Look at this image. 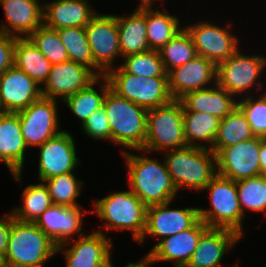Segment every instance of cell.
<instances>
[{"mask_svg":"<svg viewBox=\"0 0 266 267\" xmlns=\"http://www.w3.org/2000/svg\"><path fill=\"white\" fill-rule=\"evenodd\" d=\"M219 123V118L207 113L183 112L184 136L187 146L212 149Z\"/></svg>","mask_w":266,"mask_h":267,"instance_id":"f1b7e54d","label":"cell"},{"mask_svg":"<svg viewBox=\"0 0 266 267\" xmlns=\"http://www.w3.org/2000/svg\"><path fill=\"white\" fill-rule=\"evenodd\" d=\"M80 206H62L53 204L45 210L35 224L44 231V233L58 247L69 242L74 234L77 237L84 235L83 231V213Z\"/></svg>","mask_w":266,"mask_h":267,"instance_id":"ffe728a7","label":"cell"},{"mask_svg":"<svg viewBox=\"0 0 266 267\" xmlns=\"http://www.w3.org/2000/svg\"><path fill=\"white\" fill-rule=\"evenodd\" d=\"M216 72L217 66L212 61L197 55L194 59L167 73L171 97L173 100H179L189 92L214 85Z\"/></svg>","mask_w":266,"mask_h":267,"instance_id":"d6986e66","label":"cell"},{"mask_svg":"<svg viewBox=\"0 0 266 267\" xmlns=\"http://www.w3.org/2000/svg\"><path fill=\"white\" fill-rule=\"evenodd\" d=\"M119 44L122 57L148 50L146 6L136 7L129 16H118Z\"/></svg>","mask_w":266,"mask_h":267,"instance_id":"4316f807","label":"cell"},{"mask_svg":"<svg viewBox=\"0 0 266 267\" xmlns=\"http://www.w3.org/2000/svg\"><path fill=\"white\" fill-rule=\"evenodd\" d=\"M255 137L242 110L237 106L220 120L218 132L211 151L217 155L223 148Z\"/></svg>","mask_w":266,"mask_h":267,"instance_id":"1f68e13d","label":"cell"},{"mask_svg":"<svg viewBox=\"0 0 266 267\" xmlns=\"http://www.w3.org/2000/svg\"><path fill=\"white\" fill-rule=\"evenodd\" d=\"M12 226V214L7 213L2 218L0 217V252L6 254L9 235Z\"/></svg>","mask_w":266,"mask_h":267,"instance_id":"7bdbcfd3","label":"cell"},{"mask_svg":"<svg viewBox=\"0 0 266 267\" xmlns=\"http://www.w3.org/2000/svg\"><path fill=\"white\" fill-rule=\"evenodd\" d=\"M100 80L103 83L102 85L100 83L101 89L98 92L94 85H98ZM110 89L109 81L105 76L97 77L86 88L67 97L63 103L81 120V125H83L94 111L103 107L105 96Z\"/></svg>","mask_w":266,"mask_h":267,"instance_id":"4dcf8cb0","label":"cell"},{"mask_svg":"<svg viewBox=\"0 0 266 267\" xmlns=\"http://www.w3.org/2000/svg\"><path fill=\"white\" fill-rule=\"evenodd\" d=\"M22 206L16 207L11 214L22 222H33L53 205L48 188L44 182L39 184L27 185L22 191Z\"/></svg>","mask_w":266,"mask_h":267,"instance_id":"d6a6232c","label":"cell"},{"mask_svg":"<svg viewBox=\"0 0 266 267\" xmlns=\"http://www.w3.org/2000/svg\"><path fill=\"white\" fill-rule=\"evenodd\" d=\"M231 23L223 28L208 21L185 25L191 35L198 56L212 61L216 66L226 61L238 49L239 40L230 31Z\"/></svg>","mask_w":266,"mask_h":267,"instance_id":"7c38bea8","label":"cell"},{"mask_svg":"<svg viewBox=\"0 0 266 267\" xmlns=\"http://www.w3.org/2000/svg\"><path fill=\"white\" fill-rule=\"evenodd\" d=\"M57 246L33 222L16 220L12 215V226L5 254L8 267H43L57 255Z\"/></svg>","mask_w":266,"mask_h":267,"instance_id":"3957f363","label":"cell"},{"mask_svg":"<svg viewBox=\"0 0 266 267\" xmlns=\"http://www.w3.org/2000/svg\"><path fill=\"white\" fill-rule=\"evenodd\" d=\"M48 188L50 197L55 205L80 206L77 197L80 196L82 180H78L74 172L51 177L43 181Z\"/></svg>","mask_w":266,"mask_h":267,"instance_id":"d590c367","label":"cell"},{"mask_svg":"<svg viewBox=\"0 0 266 267\" xmlns=\"http://www.w3.org/2000/svg\"><path fill=\"white\" fill-rule=\"evenodd\" d=\"M103 107L107 112L111 141L128 150L141 149L146 140L148 110L111 89L107 92Z\"/></svg>","mask_w":266,"mask_h":267,"instance_id":"277c9868","label":"cell"},{"mask_svg":"<svg viewBox=\"0 0 266 267\" xmlns=\"http://www.w3.org/2000/svg\"><path fill=\"white\" fill-rule=\"evenodd\" d=\"M93 205L92 211L105 220L106 230H127L135 241L141 240L146 227L147 206L130 189L95 200Z\"/></svg>","mask_w":266,"mask_h":267,"instance_id":"5b68a950","label":"cell"},{"mask_svg":"<svg viewBox=\"0 0 266 267\" xmlns=\"http://www.w3.org/2000/svg\"><path fill=\"white\" fill-rule=\"evenodd\" d=\"M159 53L167 73L197 56L193 39L185 27L178 31V33L159 50Z\"/></svg>","mask_w":266,"mask_h":267,"instance_id":"836d02e7","label":"cell"},{"mask_svg":"<svg viewBox=\"0 0 266 267\" xmlns=\"http://www.w3.org/2000/svg\"><path fill=\"white\" fill-rule=\"evenodd\" d=\"M266 67V57L259 55H243L239 49L226 61L217 65L216 83L234 97L247 94L253 86L257 92L263 89L260 78Z\"/></svg>","mask_w":266,"mask_h":267,"instance_id":"9c48e42d","label":"cell"},{"mask_svg":"<svg viewBox=\"0 0 266 267\" xmlns=\"http://www.w3.org/2000/svg\"><path fill=\"white\" fill-rule=\"evenodd\" d=\"M85 29L94 60V74L105 76L116 67L113 65L115 58L122 56L117 15L97 13Z\"/></svg>","mask_w":266,"mask_h":267,"instance_id":"30bf717a","label":"cell"},{"mask_svg":"<svg viewBox=\"0 0 266 267\" xmlns=\"http://www.w3.org/2000/svg\"><path fill=\"white\" fill-rule=\"evenodd\" d=\"M164 154L167 170L178 192L182 188L203 190L217 175L216 155L211 149L185 146L164 151Z\"/></svg>","mask_w":266,"mask_h":267,"instance_id":"7a4b0ae2","label":"cell"},{"mask_svg":"<svg viewBox=\"0 0 266 267\" xmlns=\"http://www.w3.org/2000/svg\"><path fill=\"white\" fill-rule=\"evenodd\" d=\"M251 95H244L237 101V106L246 116L253 135L264 138L266 136V94L261 93L256 99Z\"/></svg>","mask_w":266,"mask_h":267,"instance_id":"ab89813d","label":"cell"},{"mask_svg":"<svg viewBox=\"0 0 266 267\" xmlns=\"http://www.w3.org/2000/svg\"><path fill=\"white\" fill-rule=\"evenodd\" d=\"M112 248L110 238L99 229L58 246L57 253H64L66 267H111Z\"/></svg>","mask_w":266,"mask_h":267,"instance_id":"9a60e30c","label":"cell"},{"mask_svg":"<svg viewBox=\"0 0 266 267\" xmlns=\"http://www.w3.org/2000/svg\"><path fill=\"white\" fill-rule=\"evenodd\" d=\"M4 162V164H6V166L9 168V170L11 171V174L13 175L14 179H16V181H19L21 183V179H22V172H15L0 156V163Z\"/></svg>","mask_w":266,"mask_h":267,"instance_id":"bcb514c9","label":"cell"},{"mask_svg":"<svg viewBox=\"0 0 266 267\" xmlns=\"http://www.w3.org/2000/svg\"><path fill=\"white\" fill-rule=\"evenodd\" d=\"M242 237L229 229L208 228L199 239L198 245L189 260L195 267H220L227 252L232 250ZM233 267H239L238 264Z\"/></svg>","mask_w":266,"mask_h":267,"instance_id":"603a6c76","label":"cell"},{"mask_svg":"<svg viewBox=\"0 0 266 267\" xmlns=\"http://www.w3.org/2000/svg\"><path fill=\"white\" fill-rule=\"evenodd\" d=\"M42 4L43 24L54 30L86 27L97 15L87 0H53Z\"/></svg>","mask_w":266,"mask_h":267,"instance_id":"cb8c5ba5","label":"cell"},{"mask_svg":"<svg viewBox=\"0 0 266 267\" xmlns=\"http://www.w3.org/2000/svg\"><path fill=\"white\" fill-rule=\"evenodd\" d=\"M263 138L253 137L223 148L217 155V174L240 181L260 175L259 153Z\"/></svg>","mask_w":266,"mask_h":267,"instance_id":"4fadbf2b","label":"cell"},{"mask_svg":"<svg viewBox=\"0 0 266 267\" xmlns=\"http://www.w3.org/2000/svg\"><path fill=\"white\" fill-rule=\"evenodd\" d=\"M58 101L42 96L17 112L27 148L39 147L62 131L58 120Z\"/></svg>","mask_w":266,"mask_h":267,"instance_id":"8fae6325","label":"cell"},{"mask_svg":"<svg viewBox=\"0 0 266 267\" xmlns=\"http://www.w3.org/2000/svg\"><path fill=\"white\" fill-rule=\"evenodd\" d=\"M139 6L152 5L156 0H140Z\"/></svg>","mask_w":266,"mask_h":267,"instance_id":"c3c4849f","label":"cell"},{"mask_svg":"<svg viewBox=\"0 0 266 267\" xmlns=\"http://www.w3.org/2000/svg\"><path fill=\"white\" fill-rule=\"evenodd\" d=\"M121 58L124 60L120 66L130 74L145 77H167V71L159 51L148 50Z\"/></svg>","mask_w":266,"mask_h":267,"instance_id":"74e56055","label":"cell"},{"mask_svg":"<svg viewBox=\"0 0 266 267\" xmlns=\"http://www.w3.org/2000/svg\"><path fill=\"white\" fill-rule=\"evenodd\" d=\"M260 175L266 174V140L263 139L260 144L259 153Z\"/></svg>","mask_w":266,"mask_h":267,"instance_id":"ee69618b","label":"cell"},{"mask_svg":"<svg viewBox=\"0 0 266 267\" xmlns=\"http://www.w3.org/2000/svg\"><path fill=\"white\" fill-rule=\"evenodd\" d=\"M57 31L67 49L69 60L88 67L94 73V60L85 27L62 28Z\"/></svg>","mask_w":266,"mask_h":267,"instance_id":"e575fe53","label":"cell"},{"mask_svg":"<svg viewBox=\"0 0 266 267\" xmlns=\"http://www.w3.org/2000/svg\"><path fill=\"white\" fill-rule=\"evenodd\" d=\"M175 267H195L189 263H185V264H178V265H175Z\"/></svg>","mask_w":266,"mask_h":267,"instance_id":"681fc988","label":"cell"},{"mask_svg":"<svg viewBox=\"0 0 266 267\" xmlns=\"http://www.w3.org/2000/svg\"><path fill=\"white\" fill-rule=\"evenodd\" d=\"M203 190L209 192L211 208H199V219L210 228L229 229L243 237L245 216L240 207L236 181L217 174Z\"/></svg>","mask_w":266,"mask_h":267,"instance_id":"8992f818","label":"cell"},{"mask_svg":"<svg viewBox=\"0 0 266 267\" xmlns=\"http://www.w3.org/2000/svg\"><path fill=\"white\" fill-rule=\"evenodd\" d=\"M38 148V178L42 182L57 175L74 172L80 165L76 142L67 130H62Z\"/></svg>","mask_w":266,"mask_h":267,"instance_id":"5bb4252c","label":"cell"},{"mask_svg":"<svg viewBox=\"0 0 266 267\" xmlns=\"http://www.w3.org/2000/svg\"><path fill=\"white\" fill-rule=\"evenodd\" d=\"M81 127L93 140H111L109 120L104 107L94 111Z\"/></svg>","mask_w":266,"mask_h":267,"instance_id":"60d3db41","label":"cell"},{"mask_svg":"<svg viewBox=\"0 0 266 267\" xmlns=\"http://www.w3.org/2000/svg\"><path fill=\"white\" fill-rule=\"evenodd\" d=\"M144 256L145 257L143 258V260H140L138 263L129 262L124 267H151L154 263H156L153 257L149 253H147V255ZM111 267H114L112 262H111Z\"/></svg>","mask_w":266,"mask_h":267,"instance_id":"f6af8a7d","label":"cell"},{"mask_svg":"<svg viewBox=\"0 0 266 267\" xmlns=\"http://www.w3.org/2000/svg\"><path fill=\"white\" fill-rule=\"evenodd\" d=\"M164 12L159 9L154 11L152 5L146 6L147 39L150 50L159 51L183 28L180 26L179 17L170 15L166 9Z\"/></svg>","mask_w":266,"mask_h":267,"instance_id":"f546056e","label":"cell"},{"mask_svg":"<svg viewBox=\"0 0 266 267\" xmlns=\"http://www.w3.org/2000/svg\"><path fill=\"white\" fill-rule=\"evenodd\" d=\"M236 187L244 216L246 208L250 211L266 213V179L264 175L237 181Z\"/></svg>","mask_w":266,"mask_h":267,"instance_id":"8d00e7d4","label":"cell"},{"mask_svg":"<svg viewBox=\"0 0 266 267\" xmlns=\"http://www.w3.org/2000/svg\"><path fill=\"white\" fill-rule=\"evenodd\" d=\"M170 203L148 206L146 210V227L141 240L149 235L159 241L191 228L199 220V208L172 209Z\"/></svg>","mask_w":266,"mask_h":267,"instance_id":"2e32d148","label":"cell"},{"mask_svg":"<svg viewBox=\"0 0 266 267\" xmlns=\"http://www.w3.org/2000/svg\"><path fill=\"white\" fill-rule=\"evenodd\" d=\"M14 65L28 74L40 86L46 83L52 66L29 37H17L14 48Z\"/></svg>","mask_w":266,"mask_h":267,"instance_id":"83f0119b","label":"cell"},{"mask_svg":"<svg viewBox=\"0 0 266 267\" xmlns=\"http://www.w3.org/2000/svg\"><path fill=\"white\" fill-rule=\"evenodd\" d=\"M208 228L199 219L191 228L160 240L148 253L155 262L173 261L174 266L188 263L201 235Z\"/></svg>","mask_w":266,"mask_h":267,"instance_id":"7402d4cb","label":"cell"},{"mask_svg":"<svg viewBox=\"0 0 266 267\" xmlns=\"http://www.w3.org/2000/svg\"><path fill=\"white\" fill-rule=\"evenodd\" d=\"M97 76L86 66L66 61L51 66L46 83L41 86L42 96L64 101L67 97L86 88Z\"/></svg>","mask_w":266,"mask_h":267,"instance_id":"e0dca14e","label":"cell"},{"mask_svg":"<svg viewBox=\"0 0 266 267\" xmlns=\"http://www.w3.org/2000/svg\"><path fill=\"white\" fill-rule=\"evenodd\" d=\"M130 190L148 207L174 201L178 191L165 161L123 151Z\"/></svg>","mask_w":266,"mask_h":267,"instance_id":"6da1fadb","label":"cell"},{"mask_svg":"<svg viewBox=\"0 0 266 267\" xmlns=\"http://www.w3.org/2000/svg\"><path fill=\"white\" fill-rule=\"evenodd\" d=\"M0 267H8L5 259V254L0 252Z\"/></svg>","mask_w":266,"mask_h":267,"instance_id":"7dc6e473","label":"cell"},{"mask_svg":"<svg viewBox=\"0 0 266 267\" xmlns=\"http://www.w3.org/2000/svg\"><path fill=\"white\" fill-rule=\"evenodd\" d=\"M237 99L217 83L209 88L192 91L179 99L183 112H202L225 118L237 107Z\"/></svg>","mask_w":266,"mask_h":267,"instance_id":"d4e9b609","label":"cell"},{"mask_svg":"<svg viewBox=\"0 0 266 267\" xmlns=\"http://www.w3.org/2000/svg\"><path fill=\"white\" fill-rule=\"evenodd\" d=\"M26 149L18 113L0 111L1 158L15 172H23Z\"/></svg>","mask_w":266,"mask_h":267,"instance_id":"484cf974","label":"cell"},{"mask_svg":"<svg viewBox=\"0 0 266 267\" xmlns=\"http://www.w3.org/2000/svg\"><path fill=\"white\" fill-rule=\"evenodd\" d=\"M38 0H0L6 22L0 32L15 37H29L43 25V6Z\"/></svg>","mask_w":266,"mask_h":267,"instance_id":"44dd1931","label":"cell"},{"mask_svg":"<svg viewBox=\"0 0 266 267\" xmlns=\"http://www.w3.org/2000/svg\"><path fill=\"white\" fill-rule=\"evenodd\" d=\"M42 97V88L15 65L0 76V111L17 113Z\"/></svg>","mask_w":266,"mask_h":267,"instance_id":"ac0fdd59","label":"cell"},{"mask_svg":"<svg viewBox=\"0 0 266 267\" xmlns=\"http://www.w3.org/2000/svg\"><path fill=\"white\" fill-rule=\"evenodd\" d=\"M17 37L0 32V76L14 65V48Z\"/></svg>","mask_w":266,"mask_h":267,"instance_id":"b9f144b4","label":"cell"},{"mask_svg":"<svg viewBox=\"0 0 266 267\" xmlns=\"http://www.w3.org/2000/svg\"><path fill=\"white\" fill-rule=\"evenodd\" d=\"M29 38L52 65L69 61L67 49L61 42L57 30L43 24Z\"/></svg>","mask_w":266,"mask_h":267,"instance_id":"f35d334b","label":"cell"},{"mask_svg":"<svg viewBox=\"0 0 266 267\" xmlns=\"http://www.w3.org/2000/svg\"><path fill=\"white\" fill-rule=\"evenodd\" d=\"M105 77L111 90L119 97L147 110L164 106L173 100L169 92L168 77L136 76L126 72L121 66L110 70Z\"/></svg>","mask_w":266,"mask_h":267,"instance_id":"ba28073f","label":"cell"},{"mask_svg":"<svg viewBox=\"0 0 266 267\" xmlns=\"http://www.w3.org/2000/svg\"><path fill=\"white\" fill-rule=\"evenodd\" d=\"M187 146L184 136L183 106L179 100L147 112L146 140L140 151L164 152Z\"/></svg>","mask_w":266,"mask_h":267,"instance_id":"52a82bcc","label":"cell"}]
</instances>
